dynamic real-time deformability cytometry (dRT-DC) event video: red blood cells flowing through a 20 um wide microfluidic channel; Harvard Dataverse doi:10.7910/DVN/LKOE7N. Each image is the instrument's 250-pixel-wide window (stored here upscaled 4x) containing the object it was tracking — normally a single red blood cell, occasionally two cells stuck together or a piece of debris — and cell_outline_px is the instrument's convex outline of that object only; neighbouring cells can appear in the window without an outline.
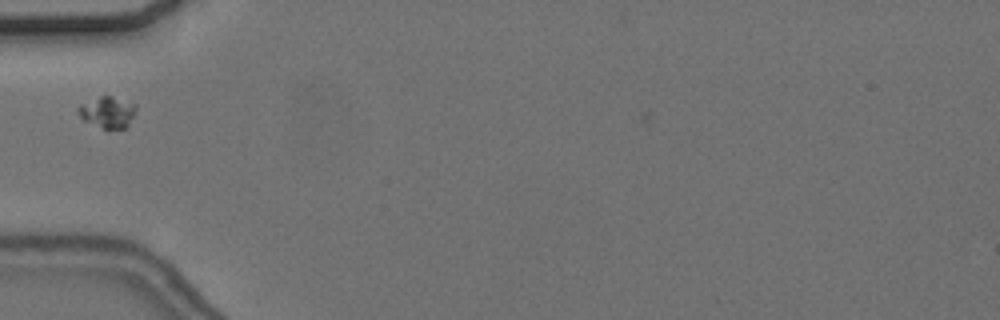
{"species": "common noctule bat (a hibernating species)", "species_latin": "Nyctalus noctula", "temperature_condition": "cold", "stored_images_in_passage": 39, "camera_frame_rate_fps": 3000, "um_per_image_px": 0.085, "animal": {"sex": "female", "body_mass_g": 24.6, "forearm_length_mm": 56.2}, "frame": {"image": 1, "passage_image": 1, "time_ms": 0.0, "image_size_px": [1000, 320], "cell_outline_px": [[136, 112], [128, 128], [108, 132], [84, 120], [76, 112], [76, 108], [80, 104], [100, 96], [112, 96], [136, 104]], "centroid_in_image_um": [9.16, 9.59], "position_along_channel_um": 75.8, "area_um2": 11.1}}
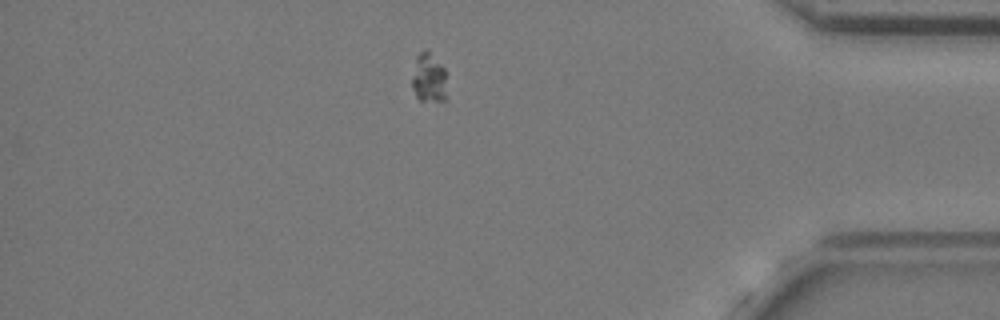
{"frame": {"image": 2, "passage_image": 31, "time_ms": 10.0, "image_size_px": [1000, 320], "cell_outline_px": [[448, 72], [444, 100], [420, 100], [416, 96], [412, 88], [412, 76], [416, 56], [424, 48], [428, 48]], "centroid_in_image_um": [36.46, 6.55], "position_along_channel_um": 398.7, "area_um2": 10.35}}
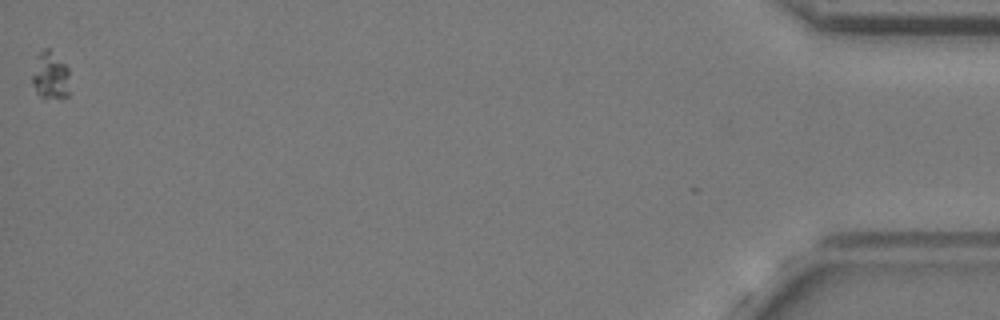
{"frame": {"image": 3, "passage_image": 39, "time_ms": 12.667, "image_size_px": [1000, 320], "cell_outline_px": [[68, 96], [40, 96], [36, 92], [32, 84], [32, 76], [36, 56], [44, 48], [48, 48], [68, 68]], "centroid_in_image_um": [4.24, 6.39], "position_along_channel_um": 431.0, "area_um2": 10.0}}